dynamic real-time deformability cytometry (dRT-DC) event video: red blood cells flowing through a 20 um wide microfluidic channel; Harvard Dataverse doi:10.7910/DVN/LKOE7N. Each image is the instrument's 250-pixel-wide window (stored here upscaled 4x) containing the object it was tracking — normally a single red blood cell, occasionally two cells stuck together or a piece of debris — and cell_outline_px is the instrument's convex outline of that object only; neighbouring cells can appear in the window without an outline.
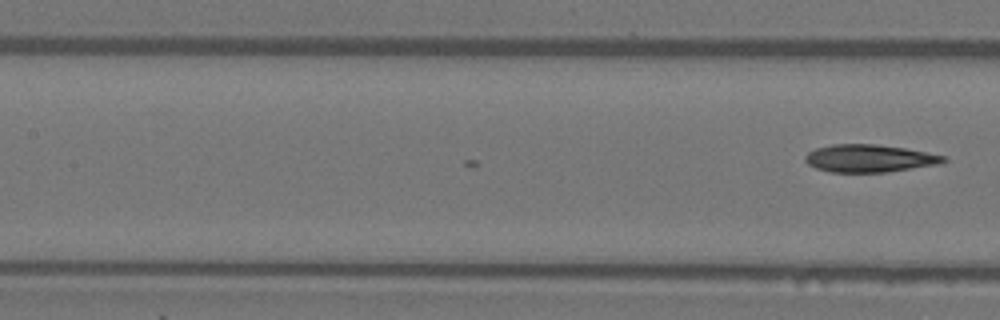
{"species": "Egyptian fruit bat (a non-hibernating species)", "species_latin": "Rousettus aegyptiacus", "temperature_condition": "warm", "stored_images_in_passage": 15, "camera_frame_rate_fps": 3000, "um_per_image_px": 0.085, "animal": {"sex": "female"}, "frame": {"image": 1, "passage_image": 15, "time_ms": 4.667, "image_size_px": [1000, 320], "cell_outline_px": [[948, 160], [936, 164], [884, 172], [828, 172], [816, 168], [808, 164], [804, 160], [804, 156], [808, 152], [816, 148], [832, 144], [872, 144], [904, 148], [948, 156]], "centroid_in_image_um": [73.85, 13.45], "position_along_channel_um": 133.6, "area_um2": 22.08}}